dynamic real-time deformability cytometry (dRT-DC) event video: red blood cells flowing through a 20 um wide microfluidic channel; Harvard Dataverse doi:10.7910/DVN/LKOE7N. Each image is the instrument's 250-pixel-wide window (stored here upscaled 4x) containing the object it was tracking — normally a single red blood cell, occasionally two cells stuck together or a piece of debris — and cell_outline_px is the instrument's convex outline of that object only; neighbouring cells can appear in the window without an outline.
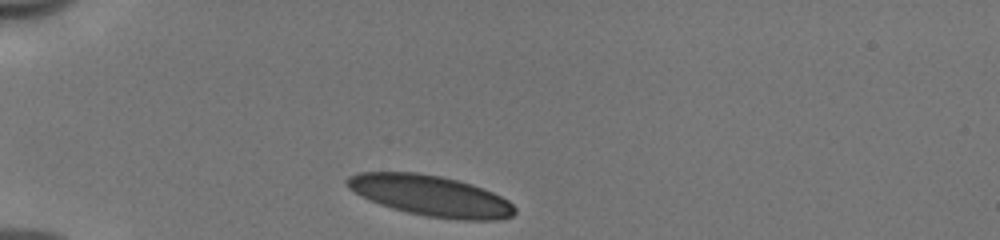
{"species": "human", "species_latin": "Homo sapiens", "temperature_condition": "cold", "stored_images_in_passage": 31, "camera_frame_rate_fps": 3000, "um_per_image_px": 0.085, "donor": {"sex": "male"}, "frame": {"image": 1, "passage_image": 1, "time_ms": 0.0, "image_size_px": [1000, 240], "cell_outline_px": [[516, 212], [512, 216], [496, 220], [460, 220], [428, 216], [408, 212], [392, 208], [368, 200], [360, 196], [348, 188], [344, 184], [344, 180], [348, 176], [360, 172], [416, 172], [440, 176], [472, 184], [492, 192], [508, 200], [516, 208]], "centroid_in_image_um": [36.57, 16.63], "position_along_channel_um": 48.4, "area_um2": 39.82}}
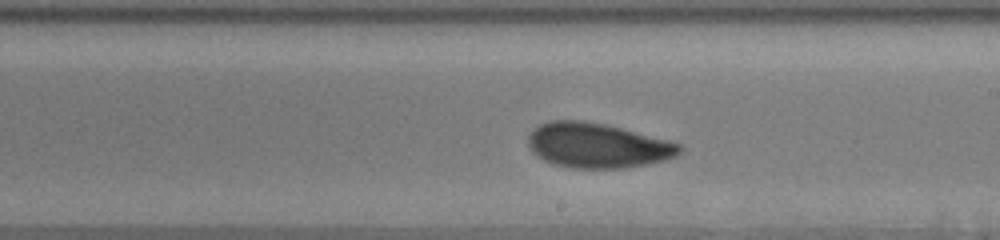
{"frame": {"image": 2, "passage_image": 18, "time_ms": 5.667, "image_size_px": [1000, 240], "cell_outline_px": [[684, 148], [676, 156], [664, 160], [624, 168], [572, 168], [552, 164], [536, 156], [532, 152], [528, 144], [528, 136], [532, 128], [548, 120], [584, 120], [604, 124], [668, 140], [680, 144]], "centroid_in_image_um": [50.73, 12.36], "position_along_channel_um": 238.3, "area_um2": 39.65}}
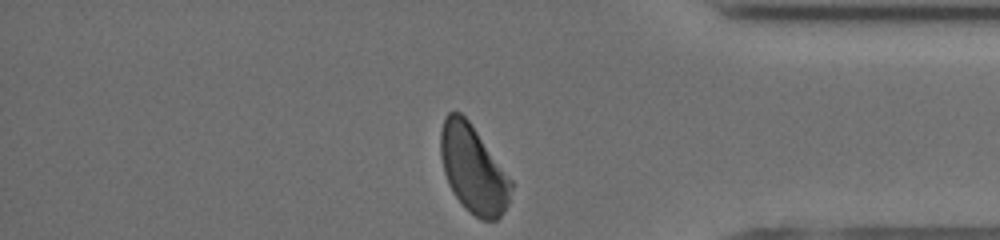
{"frame": {"image": 3, "passage_image": 31, "time_ms": 10.0, "image_size_px": [1000, 240], "cell_outline_px": [[512, 188], [508, 204], [500, 216], [496, 220], [480, 220], [452, 192], [448, 184], [444, 172], [440, 156], [440, 132], [444, 116], [448, 112], [460, 112], [468, 120], [512, 180]], "centroid_in_image_um": [40.2, 14.36], "position_along_channel_um": 395.0, "area_um2": 35.55}, "authors_computed_cell_mechanics": {"area_um2": 39.7086, "velocity_mm_per_s": 3.9345, "shape_relaxation_time_tau1_ms": 4.4869, "shape_relaxation_time_tau2_ms": 1.506, "deformation_change_tau1": 0.1264, "deformation_change_tau2": 0.0749}}